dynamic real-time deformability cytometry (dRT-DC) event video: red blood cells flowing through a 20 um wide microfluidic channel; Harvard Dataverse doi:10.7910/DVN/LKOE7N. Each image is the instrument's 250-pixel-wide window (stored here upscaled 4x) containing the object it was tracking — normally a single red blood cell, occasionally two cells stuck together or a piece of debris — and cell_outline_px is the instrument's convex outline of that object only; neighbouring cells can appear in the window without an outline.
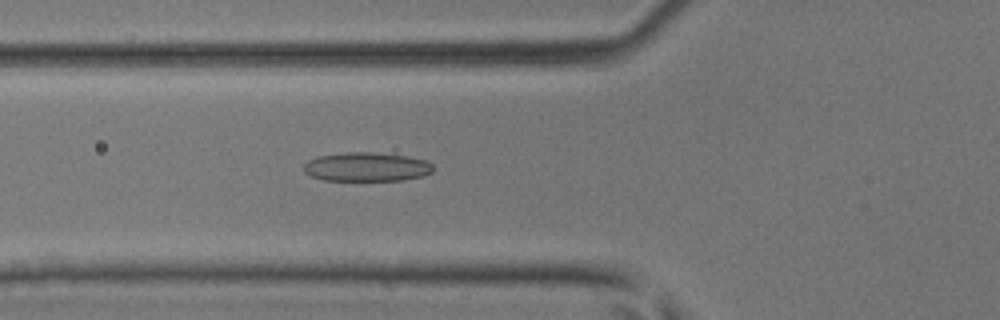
{"species": "common noctule bat (a hibernating species)", "species_latin": "Nyctalus noctula", "temperature_condition": "room temperature", "stored_images_in_passage": 31, "camera_frame_rate_fps": 3000, "um_per_image_px": 0.085, "animal": {"sex": "male", "body_mass_g": 17.9, "forearm_length_mm": 54.2}, "frame": {"image": 1, "passage_image": 6, "time_ms": 1.667, "image_size_px": [1000, 320], "cell_outline_px": [[432, 172], [424, 176], [400, 180], [324, 180], [312, 176], [304, 172], [304, 164], [308, 160], [316, 156], [348, 152], [372, 152], [408, 156], [424, 160], [432, 164]], "centroid_in_image_um": [31.15, 14.18], "position_along_channel_um": 94.7, "area_um2": 21.79}}
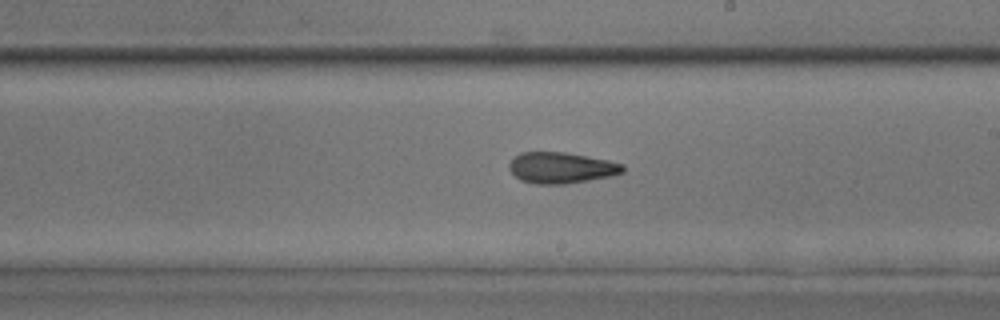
{"frame": {"image": 2, "passage_image": 16, "time_ms": 5.0, "image_size_px": [1000, 320], "cell_outline_px": [[624, 172], [612, 176], [564, 184], [536, 184], [520, 180], [508, 168], [508, 164], [512, 156], [520, 152], [564, 152], [608, 160], [624, 164]], "centroid_in_image_um": [47.68, 14.25], "position_along_channel_um": 241.3, "area_um2": 20.69}}
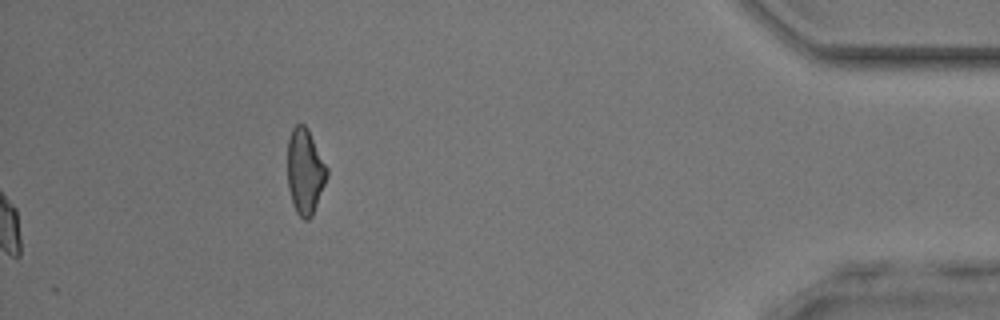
{"frame": {"image": 3, "passage_image": 31, "time_ms": 10.0, "image_size_px": [1000, 320], "cell_outline_px": [[328, 176], [312, 216], [308, 220], [304, 220], [296, 212], [292, 204], [288, 188], [288, 140], [292, 128], [296, 124], [304, 124], [308, 128], [328, 168]], "centroid_in_image_um": [25.93, 14.57], "position_along_channel_um": 409.3, "area_um2": 19.77}}